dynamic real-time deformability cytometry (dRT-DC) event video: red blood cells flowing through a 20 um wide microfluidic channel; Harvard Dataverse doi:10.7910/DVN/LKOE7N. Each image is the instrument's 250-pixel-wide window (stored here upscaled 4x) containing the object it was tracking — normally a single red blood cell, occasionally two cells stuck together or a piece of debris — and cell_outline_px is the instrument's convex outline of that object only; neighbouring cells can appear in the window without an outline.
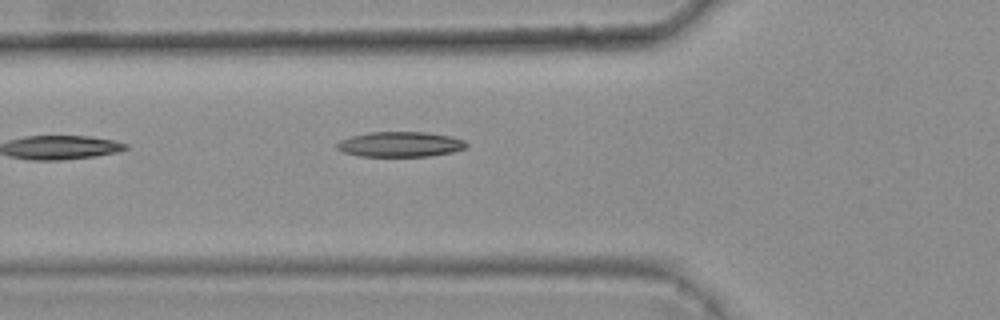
{"species": "common noctule bat (a hibernating species)", "species_latin": "Nyctalus noctula", "temperature_condition": "warm", "stored_images_in_passage": 6, "camera_frame_rate_fps": 3000, "um_per_image_px": 0.085, "animal": {"sex": "female", "body_mass_g": 25.1}, "frame": {"image": 1, "passage_image": 6, "time_ms": 1.667, "image_size_px": [1000, 320], "cell_outline_px": [[468, 144], [464, 148], [452, 152], [428, 156], [360, 156], [344, 152], [336, 148], [336, 144], [340, 140], [352, 136], [368, 132], [424, 132], [448, 136], [464, 140]], "centroid_in_image_um": [33.99, 12.26], "position_along_channel_um": 91.8, "area_um2": 18.79}}